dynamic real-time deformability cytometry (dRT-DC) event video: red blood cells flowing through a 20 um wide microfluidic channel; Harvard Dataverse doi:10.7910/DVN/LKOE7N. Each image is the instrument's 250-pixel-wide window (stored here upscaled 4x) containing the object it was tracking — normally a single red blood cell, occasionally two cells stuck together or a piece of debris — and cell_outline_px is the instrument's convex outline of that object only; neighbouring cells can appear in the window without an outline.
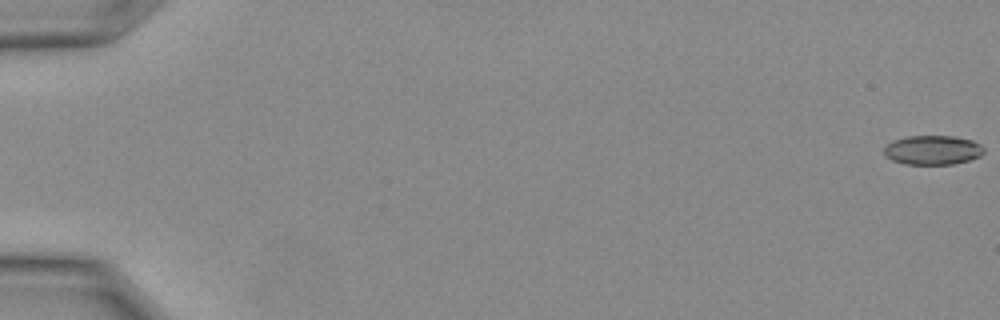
{"species": "Egyptian fruit bat (a non-hibernating species)", "species_latin": "Rousettus aegyptiacus", "temperature_condition": "warm", "stored_images_in_passage": 11, "camera_frame_rate_fps": 3000, "um_per_image_px": 0.085, "animal": {"sex": "female"}, "frame": {"image": 1, "passage_image": 1, "time_ms": 0.0, "image_size_px": [1000, 320], "cell_outline_px": [[984, 152], [980, 156], [968, 160], [952, 164], [904, 164], [892, 160], [884, 156], [884, 148], [892, 140], [908, 136], [952, 136], [972, 140], [980, 144], [984, 148]], "centroid_in_image_um": [79.26, 12.75], "position_along_channel_um": 5.7, "area_um2": 17.05}}
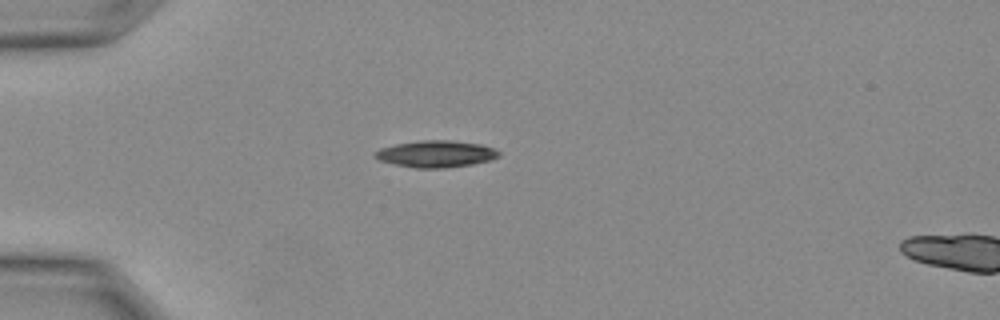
{"frame": {"image": 2, "passage_image": 9, "time_ms": 2.667, "image_size_px": [1000, 320], "cell_outline_px": [[500, 156], [492, 160], [472, 164], [444, 168], [416, 168], [396, 164], [380, 160], [376, 156], [376, 152], [380, 148], [396, 144], [420, 140], [452, 140], [480, 144], [492, 148], [500, 152]], "centroid_in_image_um": [37.11, 13.08], "position_along_channel_um": 47.9, "area_um2": 19.13}}